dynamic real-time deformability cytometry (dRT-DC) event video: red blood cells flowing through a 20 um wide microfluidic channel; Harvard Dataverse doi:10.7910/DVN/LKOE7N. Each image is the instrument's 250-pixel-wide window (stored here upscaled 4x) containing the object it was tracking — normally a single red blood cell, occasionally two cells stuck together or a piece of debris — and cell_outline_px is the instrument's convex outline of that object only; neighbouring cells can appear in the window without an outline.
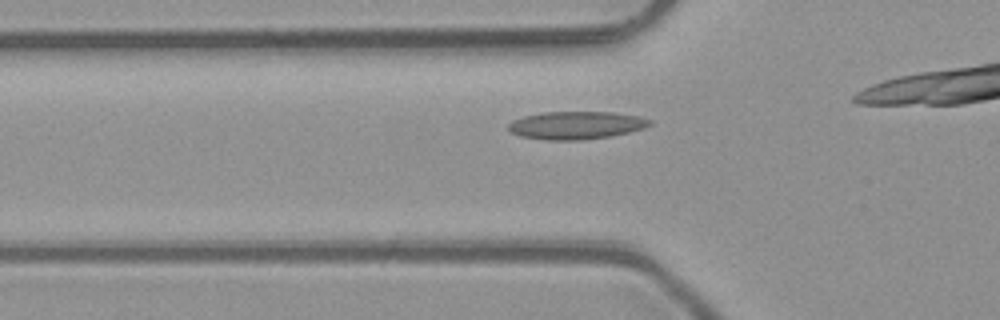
{"species": "common noctule bat (a hibernating species)", "species_latin": "Nyctalus noctula", "temperature_condition": "room temperature", "stored_images_in_passage": 12, "camera_frame_rate_fps": 3000, "um_per_image_px": 0.085, "animal": {"sex": "male", "body_mass_g": 23.1, "forearm_length_mm": 52.7}, "frame": {"image": 1, "passage_image": 7, "time_ms": 2.0, "image_size_px": [1000, 320], "cell_outline_px": [[652, 124], [644, 128], [628, 132], [608, 136], [580, 140], [544, 140], [520, 136], [512, 132], [508, 128], [508, 124], [512, 120], [524, 116], [544, 112], [612, 112], [640, 116], [652, 120]], "centroid_in_image_um": [48.97, 10.64], "position_along_channel_um": 76.8, "area_um2": 22.89}}
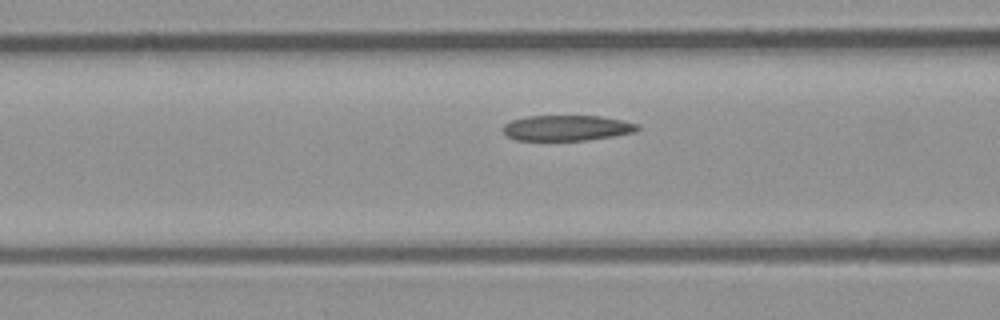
{"frame": {"image": 2, "passage_image": 10, "time_ms": 3.0, "image_size_px": [1000, 320], "cell_outline_px": [[640, 128], [636, 132], [612, 136], [584, 140], [516, 140], [508, 136], [500, 128], [504, 124], [512, 120], [528, 116], [600, 116], [624, 120], [640, 124]], "centroid_in_image_um": [48.2, 10.87], "position_along_channel_um": 118.4, "area_um2": 20.06}}